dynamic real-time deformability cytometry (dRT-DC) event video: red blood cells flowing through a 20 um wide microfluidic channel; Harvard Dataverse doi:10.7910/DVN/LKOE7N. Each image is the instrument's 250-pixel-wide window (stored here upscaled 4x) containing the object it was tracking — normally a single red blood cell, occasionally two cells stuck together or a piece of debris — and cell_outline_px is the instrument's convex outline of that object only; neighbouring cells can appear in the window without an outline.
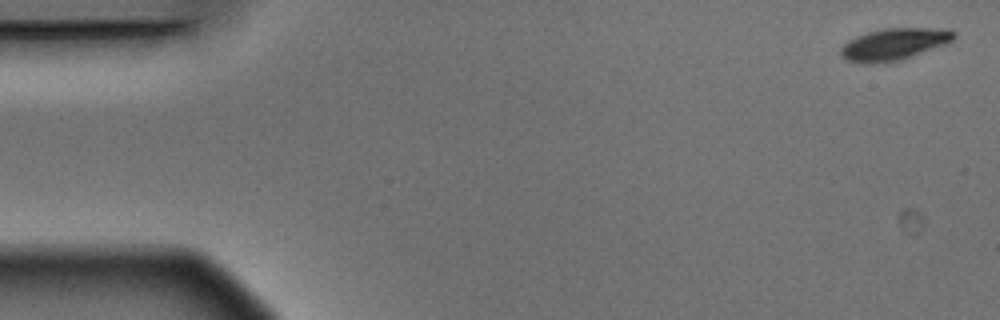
{"species": "Egyptian fruit bat (a non-hibernating species)", "species_latin": "Rousettus aegyptiacus", "temperature_condition": "warm", "stored_images_in_passage": 3, "camera_frame_rate_fps": 3000, "um_per_image_px": 0.085, "animal": {"sex": "male"}, "frame": {"image": 1, "passage_image": 1, "time_ms": 0.0, "image_size_px": [1000, 320], "cell_outline_px": [[956, 36], [952, 40], [944, 44], [912, 56], [900, 60], [884, 64], [864, 64], [848, 60], [840, 52], [840, 48], [848, 40], [856, 36], [868, 32], [884, 28], [948, 28], [956, 32]], "centroid_in_image_um": [76.0, 3.75], "position_along_channel_um": 9.0, "area_um2": 21.1}}
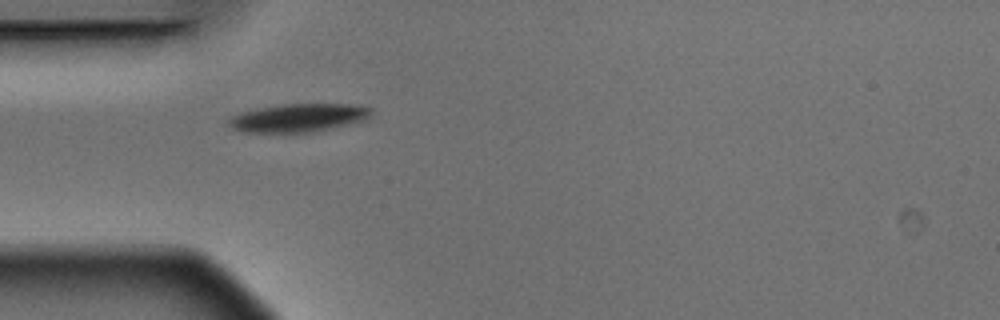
{"frame": {"image": 2, "passage_image": 2, "time_ms": 0.333, "image_size_px": [1000, 320], "cell_outline_px": [[372, 112], [364, 120], [312, 132], [244, 132], [232, 128], [228, 124], [228, 120], [232, 116], [240, 112], [256, 108], [284, 104], [360, 104], [372, 108]], "centroid_in_image_um": [25.35, 10.0], "position_along_channel_um": 59.6, "area_um2": 23.35}}
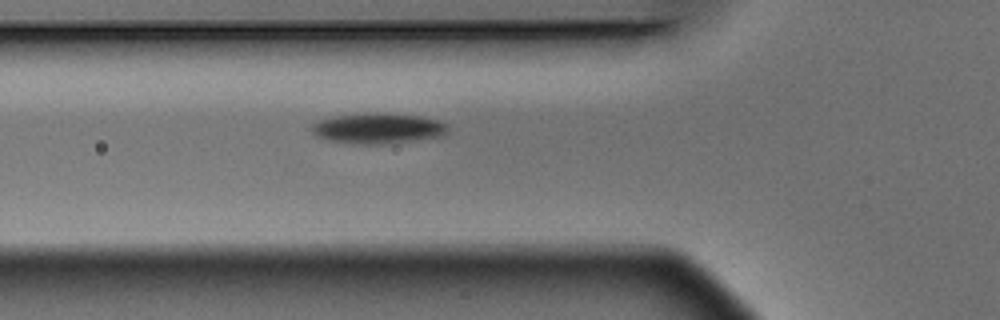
{"frame": {"image": 3, "passage_image": 3, "time_ms": 0.667, "image_size_px": [1000, 320], "cell_outline_px": [[448, 136], [388, 144], [356, 144], [328, 140], [316, 136], [312, 132], [312, 124], [320, 120], [336, 116], [368, 112], [384, 112], [420, 116], [436, 120], [448, 124]], "centroid_in_image_um": [32.2, 10.91], "position_along_channel_um": 93.6, "area_um2": 24.68}}